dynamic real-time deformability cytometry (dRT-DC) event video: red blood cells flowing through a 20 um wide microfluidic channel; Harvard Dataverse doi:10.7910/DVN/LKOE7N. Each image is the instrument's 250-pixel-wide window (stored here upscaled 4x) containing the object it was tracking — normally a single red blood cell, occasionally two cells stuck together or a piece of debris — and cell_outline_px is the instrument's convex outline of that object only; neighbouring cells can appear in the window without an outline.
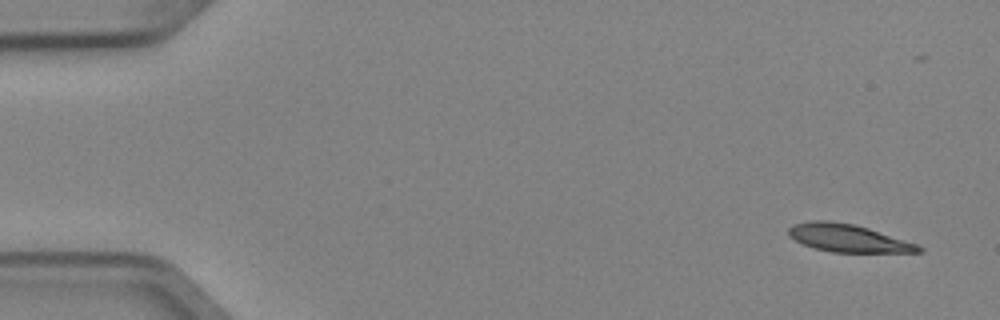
{"species": "Egyptian fruit bat (a non-hibernating species)", "species_latin": "Rousettus aegyptiacus", "temperature_condition": "cold", "stored_images_in_passage": 4, "camera_frame_rate_fps": 3000, "um_per_image_px": 0.085, "animal": {"sex": "female"}, "frame": {"image": 1, "passage_image": 1, "time_ms": 0.0, "image_size_px": [1000, 320], "cell_outline_px": [[924, 252], [832, 252], [816, 248], [804, 244], [788, 236], [788, 228], [792, 224], [808, 220], [828, 220], [856, 224], [916, 244], [924, 248]], "centroid_in_image_um": [72.04, 20.22], "position_along_channel_um": 13.0, "area_um2": 20.92}}
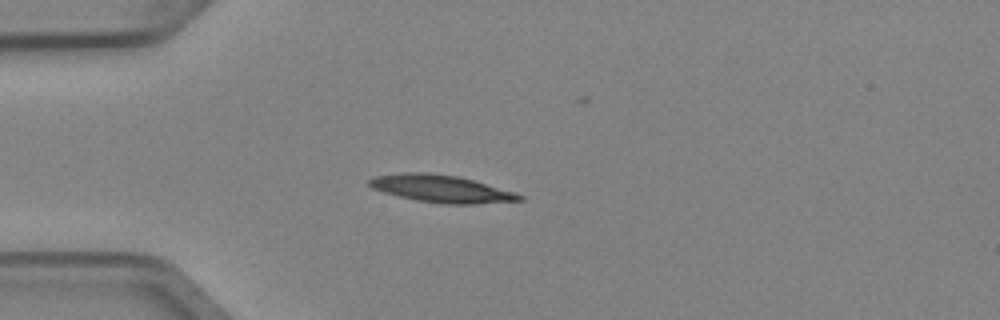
{"frame": {"image": 2, "passage_image": 4, "time_ms": 1.0, "image_size_px": [1000, 320], "cell_outline_px": [[524, 200], [476, 204], [444, 204], [416, 200], [384, 192], [372, 188], [368, 184], [368, 180], [372, 176], [400, 172], [424, 172], [456, 176], [472, 180], [516, 192], [524, 196]], "centroid_in_image_um": [37.49, 16.04], "position_along_channel_um": 47.5, "area_um2": 23.93}}